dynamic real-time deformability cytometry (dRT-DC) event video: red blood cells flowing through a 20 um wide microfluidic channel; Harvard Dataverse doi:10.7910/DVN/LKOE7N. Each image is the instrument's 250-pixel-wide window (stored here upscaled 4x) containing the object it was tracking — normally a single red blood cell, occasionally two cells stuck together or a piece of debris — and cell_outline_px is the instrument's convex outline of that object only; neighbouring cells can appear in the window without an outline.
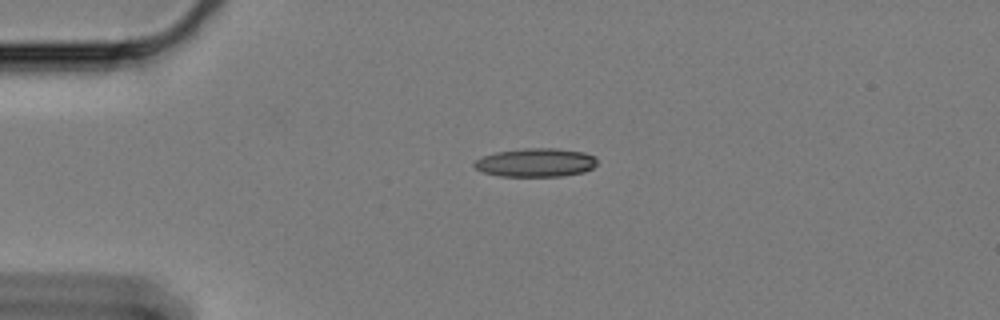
{"species": "Egyptian fruit bat (a non-hibernating species)", "species_latin": "Rousettus aegyptiacus", "temperature_condition": "cold", "stored_images_in_passage": 34, "camera_frame_rate_fps": 3000, "um_per_image_px": 0.085, "animal": {"sex": "female"}, "frame": {"image": 1, "passage_image": 1, "time_ms": 0.0, "image_size_px": [1000, 320], "cell_outline_px": [[596, 164], [592, 168], [584, 172], [564, 176], [500, 176], [484, 172], [476, 168], [472, 164], [476, 160], [484, 156], [496, 152], [524, 148], [556, 148], [584, 152], [596, 156]], "centroid_in_image_um": [45.57, 13.81], "position_along_channel_um": 39.4, "area_um2": 20.46}}
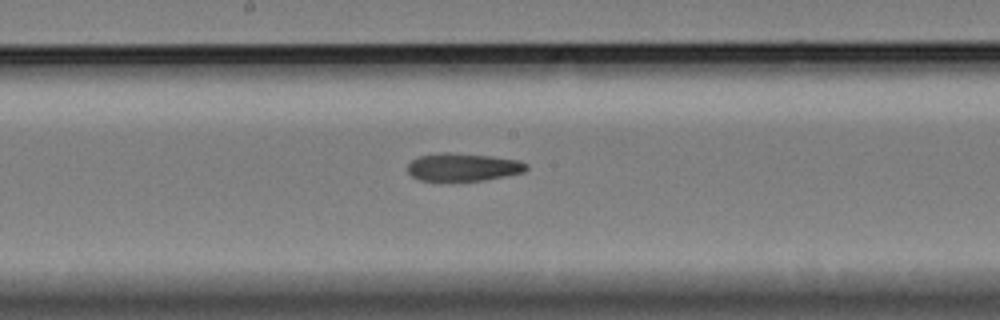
{"frame": {"image": 2, "passage_image": 19, "time_ms": 6.0, "image_size_px": [1000, 320], "cell_outline_px": [[528, 168], [524, 172], [484, 180], [440, 184], [420, 180], [412, 176], [408, 172], [408, 164], [412, 160], [420, 156], [444, 152], [448, 152], [492, 156], [520, 160], [528, 164]], "centroid_in_image_um": [39.33, 14.25], "position_along_channel_um": 208.9, "area_um2": 20.06}}
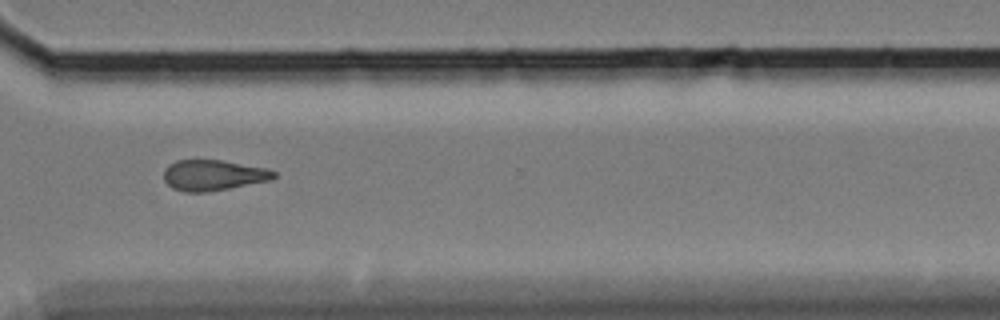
{"frame": {"image": 3, "passage_image": 32, "time_ms": 10.333, "image_size_px": [1000, 320], "cell_outline_px": [[276, 176], [272, 180], [228, 188], [204, 192], [184, 192], [172, 188], [164, 180], [164, 168], [168, 164], [176, 160], [220, 160], [268, 168], [276, 172]], "centroid_in_image_um": [18.12, 14.88], "position_along_channel_um": 352.5, "area_um2": 19.71}, "authors_computed_cell_mechanics": {"area_um2": 19.9988, "velocity_mm_per_s": 3.3155, "shape_relaxation_time_tau1_ms": 9.9608, "shape_relaxation_time_tau2_ms": 10.6255, "deformation_change_tau1": 0.1868, "deformation_change_tau2": 0.1976}}